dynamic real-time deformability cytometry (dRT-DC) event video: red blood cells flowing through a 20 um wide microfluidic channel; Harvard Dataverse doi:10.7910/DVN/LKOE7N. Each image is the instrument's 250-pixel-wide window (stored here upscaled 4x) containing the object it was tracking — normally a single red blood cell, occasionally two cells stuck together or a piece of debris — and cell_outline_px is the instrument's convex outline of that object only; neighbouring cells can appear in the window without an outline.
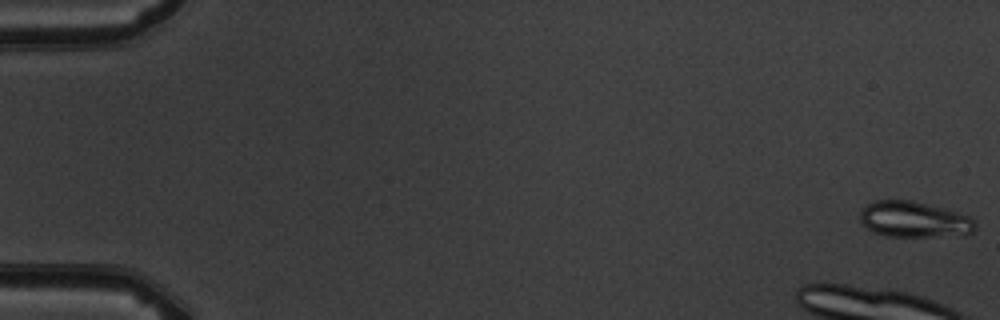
{"species": "common noctule bat (a hibernating species)", "species_latin": "Nyctalus noctula", "temperature_condition": "warm", "stored_images_in_passage": 10, "segment_of_instrument_passage": [1, 3], "camera_frame_rate_fps": 3000, "um_per_image_px": 0.085, "animal": {"sex": "male", "body_mass_g": 19.5, "forearm_length_mm": 54.6}, "frame": {"image": 1, "passage_image": 1, "time_ms": 0.0, "image_size_px": [1000, 320], "cell_outline_px": [[976, 228], [972, 232], [964, 236], [888, 236], [872, 232], [860, 220], [860, 208], [876, 200], [912, 200], [944, 208], [972, 216], [976, 224]], "centroid_in_image_um": [77.74, 18.65], "position_along_channel_um": 7.3, "area_um2": 24.39}}